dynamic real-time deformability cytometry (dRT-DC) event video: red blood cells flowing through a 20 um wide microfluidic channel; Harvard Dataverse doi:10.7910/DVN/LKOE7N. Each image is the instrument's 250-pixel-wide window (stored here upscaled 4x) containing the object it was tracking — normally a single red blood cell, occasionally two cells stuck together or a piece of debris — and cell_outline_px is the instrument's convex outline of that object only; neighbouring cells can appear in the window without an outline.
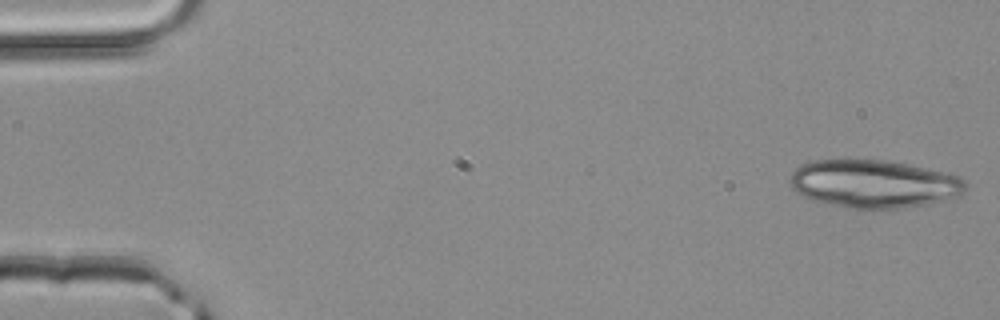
{"species": "common noctule bat (a hibernating species)", "species_latin": "Nyctalus noctula", "temperature_condition": "room temperature", "stored_images_in_passage": 5, "segment_of_instrument_passage": [1, 2], "camera_frame_rate_fps": 3000, "um_per_image_px": 0.085, "animal": {"sex": "male", "body_mass_g": 20.4}, "frame": {"image": 1, "passage_image": 1, "time_ms": 0.0, "image_size_px": [1000, 320], "cell_outline_px": [[968, 184], [964, 192], [948, 200], [928, 204], [900, 208], [844, 208], [800, 196], [792, 188], [788, 176], [796, 168], [812, 160], [884, 160], [948, 172], [960, 176]], "centroid_in_image_um": [74.29, 15.63], "position_along_channel_um": 10.7, "area_um2": 49.3}}